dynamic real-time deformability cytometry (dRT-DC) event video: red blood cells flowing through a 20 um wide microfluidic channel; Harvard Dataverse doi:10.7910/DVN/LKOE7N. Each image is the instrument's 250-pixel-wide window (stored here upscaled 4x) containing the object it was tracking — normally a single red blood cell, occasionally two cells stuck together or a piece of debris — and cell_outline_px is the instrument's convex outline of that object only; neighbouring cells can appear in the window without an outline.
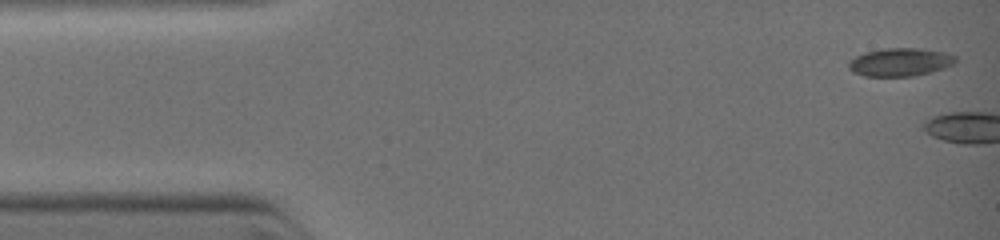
{"species": "common noctule bat (a hibernating species)", "species_latin": "Nyctalus noctula", "temperature_condition": "warm", "stored_images_in_passage": 3, "camera_frame_rate_fps": 3000, "um_per_image_px": 0.085, "animal": {"sex": "female", "body_mass_g": 19.0, "forearm_length_mm": 51.5}, "frame": {"image": 1, "passage_image": 1, "time_ms": 0.0, "image_size_px": [1000, 240], "cell_outline_px": [[956, 60], [952, 64], [944, 68], [912, 76], [864, 76], [852, 72], [848, 68], [848, 60], [856, 56], [868, 52], [888, 48], [920, 48], [944, 52], [956, 56]], "centroid_in_image_um": [76.48, 5.28], "position_along_channel_um": 8.5, "area_um2": 17.34}}